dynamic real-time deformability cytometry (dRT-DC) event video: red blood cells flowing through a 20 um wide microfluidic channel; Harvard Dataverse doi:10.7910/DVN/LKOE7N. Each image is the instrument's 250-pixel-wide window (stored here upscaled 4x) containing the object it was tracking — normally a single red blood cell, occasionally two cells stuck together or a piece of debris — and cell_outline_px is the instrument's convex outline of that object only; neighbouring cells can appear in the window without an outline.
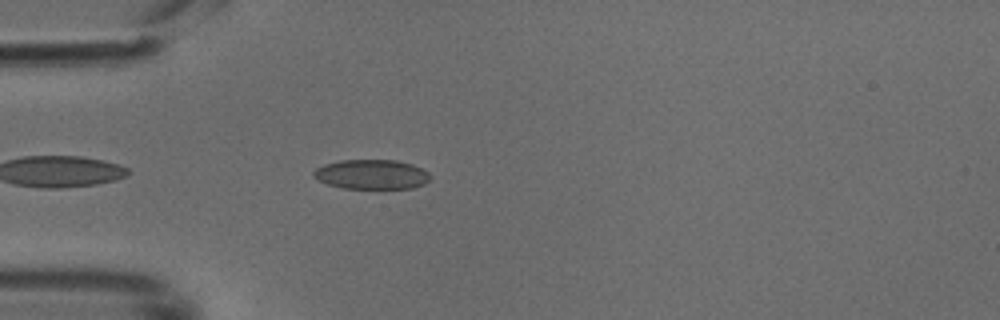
{"species": "common noctule bat (a hibernating species)", "species_latin": "Nyctalus noctula", "temperature_condition": "cold", "stored_images_in_passage": 38, "camera_frame_rate_fps": 3000, "um_per_image_px": 0.085, "animal": {"sex": "male", "body_mass_g": 18.8}, "frame": {"image": 1, "passage_image": 3, "time_ms": 0.667, "image_size_px": [1000, 320], "cell_outline_px": [[432, 176], [424, 184], [412, 188], [344, 188], [328, 184], [312, 176], [312, 172], [316, 168], [324, 164], [340, 160], [396, 160], [412, 164], [428, 172]], "centroid_in_image_um": [31.58, 14.81], "position_along_channel_um": 53.4, "area_um2": 20.06}}
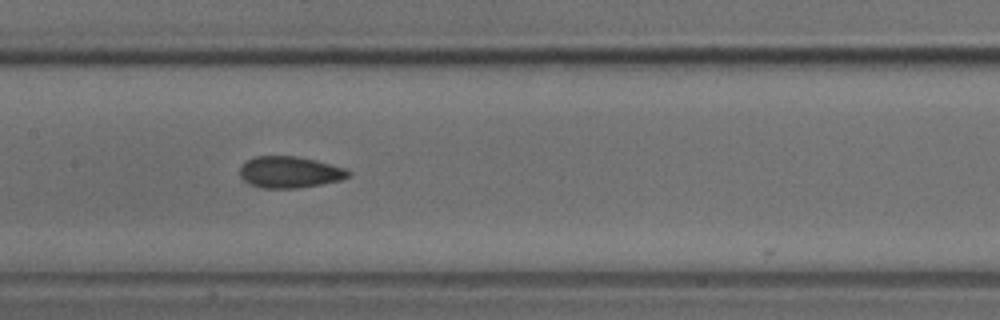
{"frame": {"image": 2, "passage_image": 13, "time_ms": 4.0, "image_size_px": [1000, 320], "cell_outline_px": [[352, 172], [348, 176], [340, 180], [320, 184], [296, 188], [260, 188], [248, 184], [240, 176], [240, 168], [248, 160], [256, 156], [296, 156], [316, 160], [348, 168]], "centroid_in_image_um": [24.64, 14.63], "position_along_channel_um": 182.8, "area_um2": 19.94}}
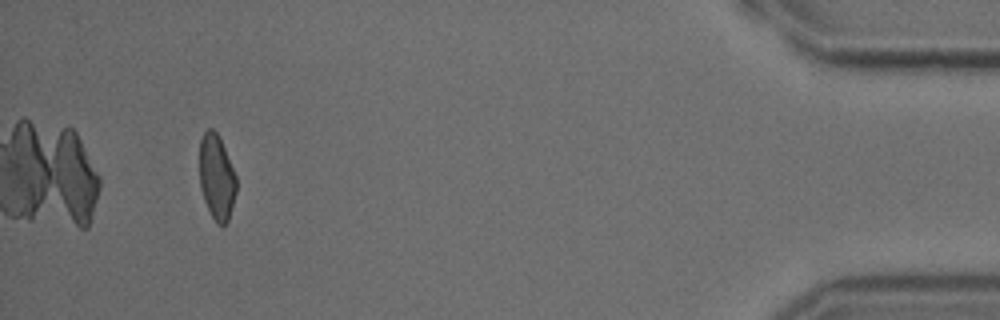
{"frame": {"image": 3, "passage_image": 35, "time_ms": 11.333, "image_size_px": [1000, 320], "cell_outline_px": [[236, 192], [228, 220], [224, 224], [216, 224], [204, 200], [200, 188], [200, 140], [204, 132], [208, 128], [212, 128], [216, 132], [224, 148], [236, 176]], "centroid_in_image_um": [18.4, 15.06], "position_along_channel_um": 416.8, "area_um2": 17.98}}